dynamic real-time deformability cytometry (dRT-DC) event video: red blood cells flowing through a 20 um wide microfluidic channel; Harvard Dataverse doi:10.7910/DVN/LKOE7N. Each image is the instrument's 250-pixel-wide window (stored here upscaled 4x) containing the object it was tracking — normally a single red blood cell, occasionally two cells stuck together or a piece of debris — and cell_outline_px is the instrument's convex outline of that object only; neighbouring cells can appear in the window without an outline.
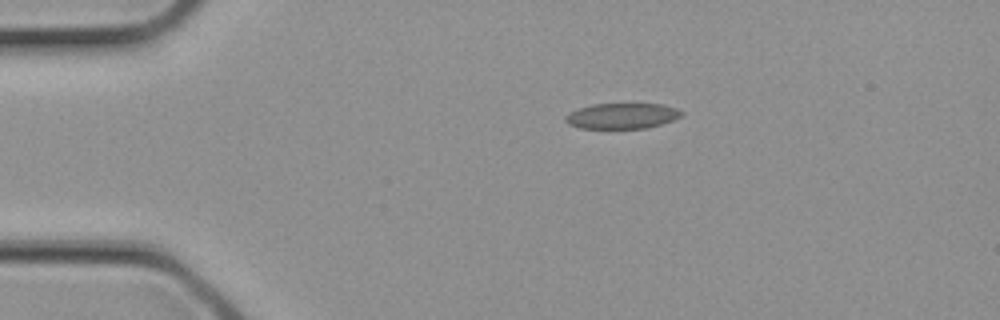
{"species": "common noctule bat (a hibernating species)", "species_latin": "Nyctalus noctula", "temperature_condition": "cold", "stored_images_in_passage": 4, "camera_frame_rate_fps": 3000, "um_per_image_px": 0.085, "animal": {"sex": "female", "body_mass_g": 21.9}, "frame": {"image": 1, "passage_image": 4, "time_ms": 1.0, "image_size_px": [1000, 320], "cell_outline_px": [[684, 112], [680, 116], [672, 120], [648, 128], [580, 128], [568, 124], [564, 120], [564, 116], [568, 112], [592, 104], [660, 104], [676, 108]], "centroid_in_image_um": [52.83, 9.85], "position_along_channel_um": 32.2, "area_um2": 17.22}}